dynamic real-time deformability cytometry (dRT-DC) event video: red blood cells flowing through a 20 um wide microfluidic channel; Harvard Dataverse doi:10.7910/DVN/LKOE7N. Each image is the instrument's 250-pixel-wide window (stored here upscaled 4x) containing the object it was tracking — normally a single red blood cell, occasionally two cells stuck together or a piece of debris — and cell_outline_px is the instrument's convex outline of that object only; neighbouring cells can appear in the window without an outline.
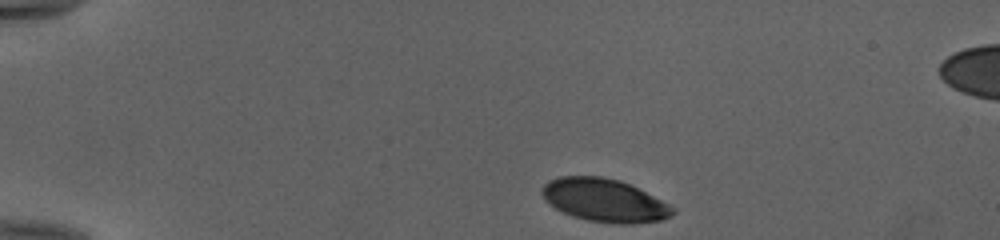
{"species": "human", "species_latin": "Homo sapiens", "temperature_condition": "cold", "stored_images_in_passage": 43, "camera_frame_rate_fps": 3000, "um_per_image_px": 0.085, "donor": {"sex": "female"}, "frame": {"image": 1, "passage_image": 1, "time_ms": 0.0, "image_size_px": [1000, 240], "cell_outline_px": [[676, 212], [672, 216], [660, 220], [632, 224], [620, 224], [588, 220], [572, 216], [556, 208], [544, 200], [540, 192], [540, 188], [548, 180], [560, 176], [600, 176], [620, 180], [676, 208]], "centroid_in_image_um": [51.34, 17.02], "position_along_channel_um": 33.7, "area_um2": 32.66}}
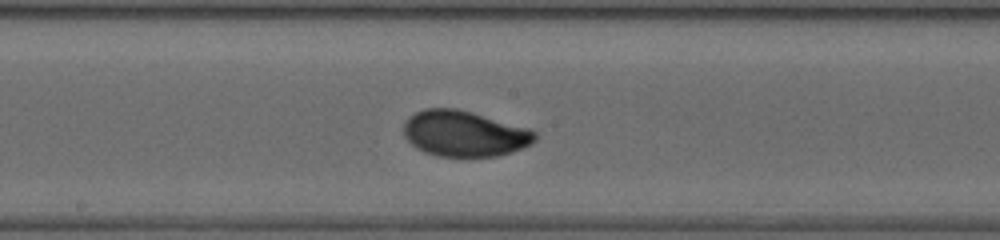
{"frame": {"image": 2, "passage_image": 20, "time_ms": 6.333, "image_size_px": [1000, 240], "cell_outline_px": [[536, 140], [532, 144], [496, 156], [436, 156], [424, 152], [416, 148], [404, 136], [404, 120], [408, 116], [424, 108], [456, 108], [472, 112], [528, 128], [536, 132]], "centroid_in_image_um": [39.43, 11.34], "position_along_channel_um": 208.8, "area_um2": 34.97}}
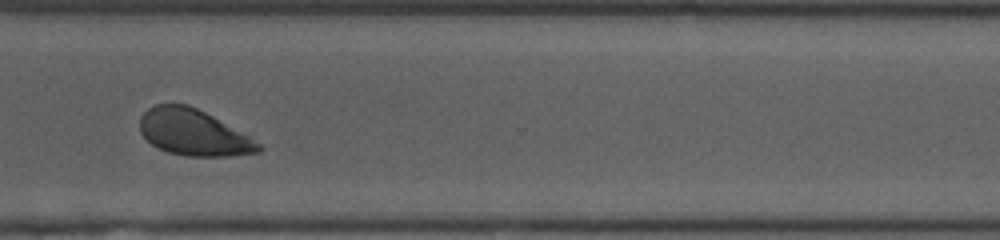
{"frame": {"image": 3, "passage_image": 31, "time_ms": 10.0, "image_size_px": [1000, 240], "cell_outline_px": [[264, 148], [260, 152], [228, 156], [184, 156], [168, 152], [156, 148], [140, 132], [140, 116], [148, 108], [156, 104], [188, 104], [212, 116], [248, 136], [260, 144]], "centroid_in_image_um": [16.41, 11.27], "position_along_channel_um": 354.2, "area_um2": 31.67}, "authors_computed_cell_mechanics": {"area_um2": 33.9286, "velocity_mm_per_s": 3.9719, "shape_relaxation_time_tau1_ms": 3.3605, "shape_relaxation_time_tau2_ms": null, "deformation_change_tau1": 0.14, "deformation_change_tau2": null}}